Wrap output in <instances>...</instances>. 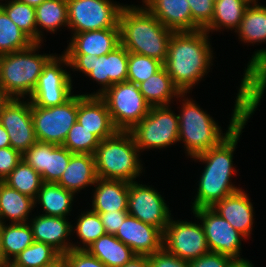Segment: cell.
Returning a JSON list of instances; mask_svg holds the SVG:
<instances>
[{"mask_svg": "<svg viewBox=\"0 0 266 267\" xmlns=\"http://www.w3.org/2000/svg\"><path fill=\"white\" fill-rule=\"evenodd\" d=\"M241 84L236 94L229 126L225 133L210 116L187 93H182V107L178 114L179 142L184 144L190 158L217 146L258 105L266 90V48L256 50L247 63Z\"/></svg>", "mask_w": 266, "mask_h": 267, "instance_id": "obj_1", "label": "cell"}, {"mask_svg": "<svg viewBox=\"0 0 266 267\" xmlns=\"http://www.w3.org/2000/svg\"><path fill=\"white\" fill-rule=\"evenodd\" d=\"M256 111V108L241 121L230 134L217 146L192 157V160L205 164L198 181L197 194L192 202V208H211L228 195L240 190L231 182L237 170L233 164V153L246 123ZM236 172V173H235Z\"/></svg>", "mask_w": 266, "mask_h": 267, "instance_id": "obj_2", "label": "cell"}, {"mask_svg": "<svg viewBox=\"0 0 266 267\" xmlns=\"http://www.w3.org/2000/svg\"><path fill=\"white\" fill-rule=\"evenodd\" d=\"M205 30L174 32L163 63L173 83L182 93H190L213 66V49Z\"/></svg>", "mask_w": 266, "mask_h": 267, "instance_id": "obj_3", "label": "cell"}, {"mask_svg": "<svg viewBox=\"0 0 266 267\" xmlns=\"http://www.w3.org/2000/svg\"><path fill=\"white\" fill-rule=\"evenodd\" d=\"M119 27L121 44L128 52L165 62L174 32L166 28L143 4H125L119 16Z\"/></svg>", "mask_w": 266, "mask_h": 267, "instance_id": "obj_4", "label": "cell"}, {"mask_svg": "<svg viewBox=\"0 0 266 267\" xmlns=\"http://www.w3.org/2000/svg\"><path fill=\"white\" fill-rule=\"evenodd\" d=\"M140 153L130 131L118 130L96 148L94 158L98 178L128 183L136 181L144 170Z\"/></svg>", "mask_w": 266, "mask_h": 267, "instance_id": "obj_5", "label": "cell"}, {"mask_svg": "<svg viewBox=\"0 0 266 267\" xmlns=\"http://www.w3.org/2000/svg\"><path fill=\"white\" fill-rule=\"evenodd\" d=\"M41 44L33 43L26 49L0 55V85L12 98L30 97L43 67L54 56L39 54Z\"/></svg>", "mask_w": 266, "mask_h": 267, "instance_id": "obj_6", "label": "cell"}, {"mask_svg": "<svg viewBox=\"0 0 266 267\" xmlns=\"http://www.w3.org/2000/svg\"><path fill=\"white\" fill-rule=\"evenodd\" d=\"M139 151L166 149L179 142L178 115L169 106H152L131 130Z\"/></svg>", "mask_w": 266, "mask_h": 267, "instance_id": "obj_7", "label": "cell"}, {"mask_svg": "<svg viewBox=\"0 0 266 267\" xmlns=\"http://www.w3.org/2000/svg\"><path fill=\"white\" fill-rule=\"evenodd\" d=\"M100 97L106 103L114 126L121 131H130L151 108L138 85L128 80L113 84Z\"/></svg>", "mask_w": 266, "mask_h": 267, "instance_id": "obj_8", "label": "cell"}, {"mask_svg": "<svg viewBox=\"0 0 266 267\" xmlns=\"http://www.w3.org/2000/svg\"><path fill=\"white\" fill-rule=\"evenodd\" d=\"M79 94L59 106L40 107L31 103V116L37 141L63 145L72 126L77 122Z\"/></svg>", "mask_w": 266, "mask_h": 267, "instance_id": "obj_9", "label": "cell"}, {"mask_svg": "<svg viewBox=\"0 0 266 267\" xmlns=\"http://www.w3.org/2000/svg\"><path fill=\"white\" fill-rule=\"evenodd\" d=\"M71 34L120 28L119 16L125 5L113 0H67Z\"/></svg>", "mask_w": 266, "mask_h": 267, "instance_id": "obj_10", "label": "cell"}, {"mask_svg": "<svg viewBox=\"0 0 266 267\" xmlns=\"http://www.w3.org/2000/svg\"><path fill=\"white\" fill-rule=\"evenodd\" d=\"M70 66L67 57L54 55L43 67L37 85L29 97L34 106H59L68 101L74 94L71 74L63 67Z\"/></svg>", "mask_w": 266, "mask_h": 267, "instance_id": "obj_11", "label": "cell"}, {"mask_svg": "<svg viewBox=\"0 0 266 267\" xmlns=\"http://www.w3.org/2000/svg\"><path fill=\"white\" fill-rule=\"evenodd\" d=\"M195 218L203 226L210 252H217L229 256L236 261L246 260L241 258V241L245 237L232 225L220 217L212 208H198L192 210Z\"/></svg>", "mask_w": 266, "mask_h": 267, "instance_id": "obj_12", "label": "cell"}, {"mask_svg": "<svg viewBox=\"0 0 266 267\" xmlns=\"http://www.w3.org/2000/svg\"><path fill=\"white\" fill-rule=\"evenodd\" d=\"M163 248L187 261L209 252L202 224L173 220V217L163 231Z\"/></svg>", "mask_w": 266, "mask_h": 267, "instance_id": "obj_13", "label": "cell"}, {"mask_svg": "<svg viewBox=\"0 0 266 267\" xmlns=\"http://www.w3.org/2000/svg\"><path fill=\"white\" fill-rule=\"evenodd\" d=\"M168 206L164 197L154 187L142 185L138 181L129 183V215L164 231L172 217Z\"/></svg>", "mask_w": 266, "mask_h": 267, "instance_id": "obj_14", "label": "cell"}, {"mask_svg": "<svg viewBox=\"0 0 266 267\" xmlns=\"http://www.w3.org/2000/svg\"><path fill=\"white\" fill-rule=\"evenodd\" d=\"M0 124L9 135L10 147L23 155L37 142L31 116V102L27 98L12 100L0 113Z\"/></svg>", "mask_w": 266, "mask_h": 267, "instance_id": "obj_15", "label": "cell"}, {"mask_svg": "<svg viewBox=\"0 0 266 267\" xmlns=\"http://www.w3.org/2000/svg\"><path fill=\"white\" fill-rule=\"evenodd\" d=\"M73 154L63 145L37 141L22 159L42 176L43 182L57 183Z\"/></svg>", "mask_w": 266, "mask_h": 267, "instance_id": "obj_16", "label": "cell"}, {"mask_svg": "<svg viewBox=\"0 0 266 267\" xmlns=\"http://www.w3.org/2000/svg\"><path fill=\"white\" fill-rule=\"evenodd\" d=\"M115 236L137 255H150L163 248V231L128 215Z\"/></svg>", "mask_w": 266, "mask_h": 267, "instance_id": "obj_17", "label": "cell"}, {"mask_svg": "<svg viewBox=\"0 0 266 267\" xmlns=\"http://www.w3.org/2000/svg\"><path fill=\"white\" fill-rule=\"evenodd\" d=\"M28 223L31 226L34 241L52 246L62 256L72 250L73 242H69L72 224L67 218L40 214L34 218L31 217Z\"/></svg>", "mask_w": 266, "mask_h": 267, "instance_id": "obj_18", "label": "cell"}, {"mask_svg": "<svg viewBox=\"0 0 266 267\" xmlns=\"http://www.w3.org/2000/svg\"><path fill=\"white\" fill-rule=\"evenodd\" d=\"M77 122L101 141L118 131L113 124L106 103L100 96L79 94Z\"/></svg>", "mask_w": 266, "mask_h": 267, "instance_id": "obj_19", "label": "cell"}, {"mask_svg": "<svg viewBox=\"0 0 266 267\" xmlns=\"http://www.w3.org/2000/svg\"><path fill=\"white\" fill-rule=\"evenodd\" d=\"M250 199L247 193L240 189L211 207L246 239H250L255 219L254 208Z\"/></svg>", "mask_w": 266, "mask_h": 267, "instance_id": "obj_20", "label": "cell"}, {"mask_svg": "<svg viewBox=\"0 0 266 267\" xmlns=\"http://www.w3.org/2000/svg\"><path fill=\"white\" fill-rule=\"evenodd\" d=\"M63 54H93L103 56L121 44L120 28L100 29L71 35Z\"/></svg>", "mask_w": 266, "mask_h": 267, "instance_id": "obj_21", "label": "cell"}, {"mask_svg": "<svg viewBox=\"0 0 266 267\" xmlns=\"http://www.w3.org/2000/svg\"><path fill=\"white\" fill-rule=\"evenodd\" d=\"M142 4L173 32H193L188 0H142Z\"/></svg>", "mask_w": 266, "mask_h": 267, "instance_id": "obj_22", "label": "cell"}, {"mask_svg": "<svg viewBox=\"0 0 266 267\" xmlns=\"http://www.w3.org/2000/svg\"><path fill=\"white\" fill-rule=\"evenodd\" d=\"M97 179L94 155L74 153L57 184L76 195L86 187L94 188Z\"/></svg>", "mask_w": 266, "mask_h": 267, "instance_id": "obj_23", "label": "cell"}, {"mask_svg": "<svg viewBox=\"0 0 266 267\" xmlns=\"http://www.w3.org/2000/svg\"><path fill=\"white\" fill-rule=\"evenodd\" d=\"M94 186L90 208L92 211L106 213L128 209V182L98 178Z\"/></svg>", "mask_w": 266, "mask_h": 267, "instance_id": "obj_24", "label": "cell"}, {"mask_svg": "<svg viewBox=\"0 0 266 267\" xmlns=\"http://www.w3.org/2000/svg\"><path fill=\"white\" fill-rule=\"evenodd\" d=\"M35 208L34 199L0 180V223H26Z\"/></svg>", "mask_w": 266, "mask_h": 267, "instance_id": "obj_25", "label": "cell"}, {"mask_svg": "<svg viewBox=\"0 0 266 267\" xmlns=\"http://www.w3.org/2000/svg\"><path fill=\"white\" fill-rule=\"evenodd\" d=\"M138 88L151 107L169 106L175 97L178 99L182 94L164 66L149 79L139 83Z\"/></svg>", "mask_w": 266, "mask_h": 267, "instance_id": "obj_26", "label": "cell"}, {"mask_svg": "<svg viewBox=\"0 0 266 267\" xmlns=\"http://www.w3.org/2000/svg\"><path fill=\"white\" fill-rule=\"evenodd\" d=\"M74 197V193L66 190L61 185L44 182L34 199V203L35 207L40 204L43 215L68 218L66 216H71Z\"/></svg>", "mask_w": 266, "mask_h": 267, "instance_id": "obj_27", "label": "cell"}, {"mask_svg": "<svg viewBox=\"0 0 266 267\" xmlns=\"http://www.w3.org/2000/svg\"><path fill=\"white\" fill-rule=\"evenodd\" d=\"M86 250L108 267H123L137 255L113 234L99 237Z\"/></svg>", "mask_w": 266, "mask_h": 267, "instance_id": "obj_28", "label": "cell"}, {"mask_svg": "<svg viewBox=\"0 0 266 267\" xmlns=\"http://www.w3.org/2000/svg\"><path fill=\"white\" fill-rule=\"evenodd\" d=\"M37 43L43 44V29L55 34L61 27L68 28L67 0H45L35 7ZM40 27V28H39Z\"/></svg>", "mask_w": 266, "mask_h": 267, "instance_id": "obj_29", "label": "cell"}, {"mask_svg": "<svg viewBox=\"0 0 266 267\" xmlns=\"http://www.w3.org/2000/svg\"><path fill=\"white\" fill-rule=\"evenodd\" d=\"M70 68L79 71L100 84V89L95 93L83 94L84 96H100L109 89V75L107 74V54L95 56L93 54H64Z\"/></svg>", "mask_w": 266, "mask_h": 267, "instance_id": "obj_30", "label": "cell"}, {"mask_svg": "<svg viewBox=\"0 0 266 267\" xmlns=\"http://www.w3.org/2000/svg\"><path fill=\"white\" fill-rule=\"evenodd\" d=\"M250 0H216L211 23L204 29L210 34L224 29L236 31ZM223 29V30H222Z\"/></svg>", "mask_w": 266, "mask_h": 267, "instance_id": "obj_31", "label": "cell"}, {"mask_svg": "<svg viewBox=\"0 0 266 267\" xmlns=\"http://www.w3.org/2000/svg\"><path fill=\"white\" fill-rule=\"evenodd\" d=\"M238 39L254 46L266 43V6L251 2L246 8L243 19L236 31ZM259 42V43H258Z\"/></svg>", "mask_w": 266, "mask_h": 267, "instance_id": "obj_32", "label": "cell"}, {"mask_svg": "<svg viewBox=\"0 0 266 267\" xmlns=\"http://www.w3.org/2000/svg\"><path fill=\"white\" fill-rule=\"evenodd\" d=\"M2 250L6 260L13 259L33 242L31 226L26 223H0Z\"/></svg>", "mask_w": 266, "mask_h": 267, "instance_id": "obj_33", "label": "cell"}, {"mask_svg": "<svg viewBox=\"0 0 266 267\" xmlns=\"http://www.w3.org/2000/svg\"><path fill=\"white\" fill-rule=\"evenodd\" d=\"M8 186L22 194L36 198L42 187V176L23 159L17 164L12 172L2 180Z\"/></svg>", "mask_w": 266, "mask_h": 267, "instance_id": "obj_34", "label": "cell"}, {"mask_svg": "<svg viewBox=\"0 0 266 267\" xmlns=\"http://www.w3.org/2000/svg\"><path fill=\"white\" fill-rule=\"evenodd\" d=\"M76 221V226L72 224V234L76 233L80 242L72 244V249L86 250L93 242L99 237L106 234L104 226L101 222L99 214L87 209V211L81 212ZM82 243V244H81ZM79 244V245H78ZM83 245V246H82Z\"/></svg>", "mask_w": 266, "mask_h": 267, "instance_id": "obj_35", "label": "cell"}, {"mask_svg": "<svg viewBox=\"0 0 266 267\" xmlns=\"http://www.w3.org/2000/svg\"><path fill=\"white\" fill-rule=\"evenodd\" d=\"M62 255L46 243L34 241L10 263L12 267H44L56 262Z\"/></svg>", "mask_w": 266, "mask_h": 267, "instance_id": "obj_36", "label": "cell"}, {"mask_svg": "<svg viewBox=\"0 0 266 267\" xmlns=\"http://www.w3.org/2000/svg\"><path fill=\"white\" fill-rule=\"evenodd\" d=\"M0 8L34 42L37 43L35 7L19 0L0 2Z\"/></svg>", "mask_w": 266, "mask_h": 267, "instance_id": "obj_37", "label": "cell"}, {"mask_svg": "<svg viewBox=\"0 0 266 267\" xmlns=\"http://www.w3.org/2000/svg\"><path fill=\"white\" fill-rule=\"evenodd\" d=\"M33 43L0 8V55L26 49Z\"/></svg>", "mask_w": 266, "mask_h": 267, "instance_id": "obj_38", "label": "cell"}, {"mask_svg": "<svg viewBox=\"0 0 266 267\" xmlns=\"http://www.w3.org/2000/svg\"><path fill=\"white\" fill-rule=\"evenodd\" d=\"M101 140L76 122L67 134L63 146L72 153L92 154Z\"/></svg>", "mask_w": 266, "mask_h": 267, "instance_id": "obj_39", "label": "cell"}, {"mask_svg": "<svg viewBox=\"0 0 266 267\" xmlns=\"http://www.w3.org/2000/svg\"><path fill=\"white\" fill-rule=\"evenodd\" d=\"M163 67V62L145 55L129 52L127 80L142 83Z\"/></svg>", "mask_w": 266, "mask_h": 267, "instance_id": "obj_40", "label": "cell"}, {"mask_svg": "<svg viewBox=\"0 0 266 267\" xmlns=\"http://www.w3.org/2000/svg\"><path fill=\"white\" fill-rule=\"evenodd\" d=\"M129 52L122 44L107 54V74L109 75V88L113 84L127 80Z\"/></svg>", "mask_w": 266, "mask_h": 267, "instance_id": "obj_41", "label": "cell"}, {"mask_svg": "<svg viewBox=\"0 0 266 267\" xmlns=\"http://www.w3.org/2000/svg\"><path fill=\"white\" fill-rule=\"evenodd\" d=\"M193 19V32L204 30L212 21L214 13L213 0H188Z\"/></svg>", "mask_w": 266, "mask_h": 267, "instance_id": "obj_42", "label": "cell"}, {"mask_svg": "<svg viewBox=\"0 0 266 267\" xmlns=\"http://www.w3.org/2000/svg\"><path fill=\"white\" fill-rule=\"evenodd\" d=\"M66 267H108L87 250L72 249L63 255Z\"/></svg>", "mask_w": 266, "mask_h": 267, "instance_id": "obj_43", "label": "cell"}, {"mask_svg": "<svg viewBox=\"0 0 266 267\" xmlns=\"http://www.w3.org/2000/svg\"><path fill=\"white\" fill-rule=\"evenodd\" d=\"M235 259L217 252H208L188 261L190 267H232Z\"/></svg>", "mask_w": 266, "mask_h": 267, "instance_id": "obj_44", "label": "cell"}, {"mask_svg": "<svg viewBox=\"0 0 266 267\" xmlns=\"http://www.w3.org/2000/svg\"><path fill=\"white\" fill-rule=\"evenodd\" d=\"M150 267H190L187 260L171 254L164 248L148 255Z\"/></svg>", "mask_w": 266, "mask_h": 267, "instance_id": "obj_45", "label": "cell"}, {"mask_svg": "<svg viewBox=\"0 0 266 267\" xmlns=\"http://www.w3.org/2000/svg\"><path fill=\"white\" fill-rule=\"evenodd\" d=\"M22 160V155L12 147L0 148V180L8 176Z\"/></svg>", "mask_w": 266, "mask_h": 267, "instance_id": "obj_46", "label": "cell"}, {"mask_svg": "<svg viewBox=\"0 0 266 267\" xmlns=\"http://www.w3.org/2000/svg\"><path fill=\"white\" fill-rule=\"evenodd\" d=\"M104 226L106 234L115 235L125 218L129 215L127 210H118L115 212L98 213Z\"/></svg>", "mask_w": 266, "mask_h": 267, "instance_id": "obj_47", "label": "cell"}, {"mask_svg": "<svg viewBox=\"0 0 266 267\" xmlns=\"http://www.w3.org/2000/svg\"><path fill=\"white\" fill-rule=\"evenodd\" d=\"M123 267H150L148 255H136L131 261Z\"/></svg>", "mask_w": 266, "mask_h": 267, "instance_id": "obj_48", "label": "cell"}, {"mask_svg": "<svg viewBox=\"0 0 266 267\" xmlns=\"http://www.w3.org/2000/svg\"><path fill=\"white\" fill-rule=\"evenodd\" d=\"M12 100V97L0 85V113L4 107Z\"/></svg>", "mask_w": 266, "mask_h": 267, "instance_id": "obj_49", "label": "cell"}, {"mask_svg": "<svg viewBox=\"0 0 266 267\" xmlns=\"http://www.w3.org/2000/svg\"><path fill=\"white\" fill-rule=\"evenodd\" d=\"M10 147L9 135L5 128L0 124V148Z\"/></svg>", "mask_w": 266, "mask_h": 267, "instance_id": "obj_50", "label": "cell"}, {"mask_svg": "<svg viewBox=\"0 0 266 267\" xmlns=\"http://www.w3.org/2000/svg\"><path fill=\"white\" fill-rule=\"evenodd\" d=\"M10 263L6 260L3 250H2V243H1V231H0V267H6Z\"/></svg>", "mask_w": 266, "mask_h": 267, "instance_id": "obj_51", "label": "cell"}, {"mask_svg": "<svg viewBox=\"0 0 266 267\" xmlns=\"http://www.w3.org/2000/svg\"><path fill=\"white\" fill-rule=\"evenodd\" d=\"M232 267H254L250 260L236 261Z\"/></svg>", "mask_w": 266, "mask_h": 267, "instance_id": "obj_52", "label": "cell"}, {"mask_svg": "<svg viewBox=\"0 0 266 267\" xmlns=\"http://www.w3.org/2000/svg\"><path fill=\"white\" fill-rule=\"evenodd\" d=\"M44 267H66V264L63 256H61L56 262H53L52 264Z\"/></svg>", "mask_w": 266, "mask_h": 267, "instance_id": "obj_53", "label": "cell"}, {"mask_svg": "<svg viewBox=\"0 0 266 267\" xmlns=\"http://www.w3.org/2000/svg\"><path fill=\"white\" fill-rule=\"evenodd\" d=\"M19 1L24 2L25 4H28L30 6L36 7L45 0H19Z\"/></svg>", "mask_w": 266, "mask_h": 267, "instance_id": "obj_54", "label": "cell"}]
</instances>
